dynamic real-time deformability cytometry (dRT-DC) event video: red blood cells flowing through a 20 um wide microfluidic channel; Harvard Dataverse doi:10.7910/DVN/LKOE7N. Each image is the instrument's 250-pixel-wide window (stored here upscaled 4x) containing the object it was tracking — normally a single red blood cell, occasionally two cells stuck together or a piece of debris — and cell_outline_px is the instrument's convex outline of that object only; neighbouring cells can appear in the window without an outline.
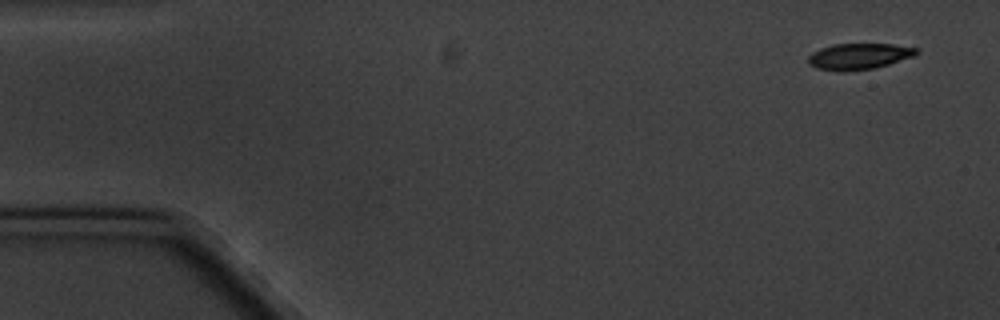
{"species": "common noctule bat (a hibernating species)", "species_latin": "Nyctalus noctula", "temperature_condition": "cold", "stored_images_in_passage": 6, "camera_frame_rate_fps": 3000, "um_per_image_px": 0.085, "animal": {"sex": "male", "body_mass_g": 20.1, "forearm_length_mm": 53.5}, "frame": {"image": 1, "passage_image": 1, "time_ms": 0.0, "image_size_px": [1000, 320], "cell_outline_px": [[920, 52], [916, 56], [876, 68], [816, 68], [808, 64], [808, 56], [812, 52], [820, 48], [832, 44], [892, 44], [920, 48]], "centroid_in_image_um": [73.11, 4.73], "position_along_channel_um": 11.9, "area_um2": 15.95}}